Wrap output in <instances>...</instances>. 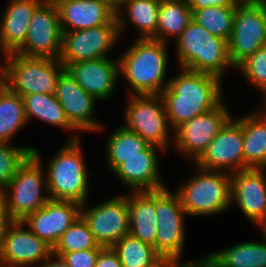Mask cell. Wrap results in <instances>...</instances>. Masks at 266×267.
I'll return each instance as SVG.
<instances>
[{
    "label": "cell",
    "mask_w": 266,
    "mask_h": 267,
    "mask_svg": "<svg viewBox=\"0 0 266 267\" xmlns=\"http://www.w3.org/2000/svg\"><path fill=\"white\" fill-rule=\"evenodd\" d=\"M180 69L160 94L173 130L183 122L210 111L224 100L221 78L209 73Z\"/></svg>",
    "instance_id": "cell-1"
},
{
    "label": "cell",
    "mask_w": 266,
    "mask_h": 267,
    "mask_svg": "<svg viewBox=\"0 0 266 267\" xmlns=\"http://www.w3.org/2000/svg\"><path fill=\"white\" fill-rule=\"evenodd\" d=\"M168 45L155 39H134L118 57L119 76L132 89L129 95H160L167 88Z\"/></svg>",
    "instance_id": "cell-2"
},
{
    "label": "cell",
    "mask_w": 266,
    "mask_h": 267,
    "mask_svg": "<svg viewBox=\"0 0 266 267\" xmlns=\"http://www.w3.org/2000/svg\"><path fill=\"white\" fill-rule=\"evenodd\" d=\"M82 146L80 139L67 141L47 160L44 169L50 199L73 201L81 205L88 201L89 174Z\"/></svg>",
    "instance_id": "cell-3"
},
{
    "label": "cell",
    "mask_w": 266,
    "mask_h": 267,
    "mask_svg": "<svg viewBox=\"0 0 266 267\" xmlns=\"http://www.w3.org/2000/svg\"><path fill=\"white\" fill-rule=\"evenodd\" d=\"M177 63L180 68L209 73L222 80L227 68H235L228 53V41L210 34L195 21L175 40Z\"/></svg>",
    "instance_id": "cell-4"
},
{
    "label": "cell",
    "mask_w": 266,
    "mask_h": 267,
    "mask_svg": "<svg viewBox=\"0 0 266 267\" xmlns=\"http://www.w3.org/2000/svg\"><path fill=\"white\" fill-rule=\"evenodd\" d=\"M185 216L181 199L168 187L156 190V252L170 267H202L204 255L198 260H182L186 242Z\"/></svg>",
    "instance_id": "cell-5"
},
{
    "label": "cell",
    "mask_w": 266,
    "mask_h": 267,
    "mask_svg": "<svg viewBox=\"0 0 266 267\" xmlns=\"http://www.w3.org/2000/svg\"><path fill=\"white\" fill-rule=\"evenodd\" d=\"M197 173L188 177L176 189L188 216L222 214L230 209L231 174L224 171L206 170L193 163Z\"/></svg>",
    "instance_id": "cell-6"
},
{
    "label": "cell",
    "mask_w": 266,
    "mask_h": 267,
    "mask_svg": "<svg viewBox=\"0 0 266 267\" xmlns=\"http://www.w3.org/2000/svg\"><path fill=\"white\" fill-rule=\"evenodd\" d=\"M42 164L41 153L39 149L34 148L19 166L15 176L0 192L14 221H22L50 200Z\"/></svg>",
    "instance_id": "cell-7"
},
{
    "label": "cell",
    "mask_w": 266,
    "mask_h": 267,
    "mask_svg": "<svg viewBox=\"0 0 266 267\" xmlns=\"http://www.w3.org/2000/svg\"><path fill=\"white\" fill-rule=\"evenodd\" d=\"M124 110L126 129L141 136L149 145L167 151L173 142L174 130L166 116L161 95H128ZM170 143V144H169Z\"/></svg>",
    "instance_id": "cell-8"
},
{
    "label": "cell",
    "mask_w": 266,
    "mask_h": 267,
    "mask_svg": "<svg viewBox=\"0 0 266 267\" xmlns=\"http://www.w3.org/2000/svg\"><path fill=\"white\" fill-rule=\"evenodd\" d=\"M64 70L60 60L10 53L6 86L21 97L38 93L55 94L57 80Z\"/></svg>",
    "instance_id": "cell-9"
},
{
    "label": "cell",
    "mask_w": 266,
    "mask_h": 267,
    "mask_svg": "<svg viewBox=\"0 0 266 267\" xmlns=\"http://www.w3.org/2000/svg\"><path fill=\"white\" fill-rule=\"evenodd\" d=\"M121 38L117 17L94 28L62 32L60 62L66 68L79 61L111 57Z\"/></svg>",
    "instance_id": "cell-10"
},
{
    "label": "cell",
    "mask_w": 266,
    "mask_h": 267,
    "mask_svg": "<svg viewBox=\"0 0 266 267\" xmlns=\"http://www.w3.org/2000/svg\"><path fill=\"white\" fill-rule=\"evenodd\" d=\"M224 101L210 111L183 122L174 130L173 146L191 163L234 117ZM233 115V116H232Z\"/></svg>",
    "instance_id": "cell-11"
},
{
    "label": "cell",
    "mask_w": 266,
    "mask_h": 267,
    "mask_svg": "<svg viewBox=\"0 0 266 267\" xmlns=\"http://www.w3.org/2000/svg\"><path fill=\"white\" fill-rule=\"evenodd\" d=\"M81 206V216L87 222L94 239L102 247H112L129 234L128 198L124 194L89 206Z\"/></svg>",
    "instance_id": "cell-12"
},
{
    "label": "cell",
    "mask_w": 266,
    "mask_h": 267,
    "mask_svg": "<svg viewBox=\"0 0 266 267\" xmlns=\"http://www.w3.org/2000/svg\"><path fill=\"white\" fill-rule=\"evenodd\" d=\"M266 45V15L256 2L240 3L235 10L228 53L236 68L247 57Z\"/></svg>",
    "instance_id": "cell-13"
},
{
    "label": "cell",
    "mask_w": 266,
    "mask_h": 267,
    "mask_svg": "<svg viewBox=\"0 0 266 267\" xmlns=\"http://www.w3.org/2000/svg\"><path fill=\"white\" fill-rule=\"evenodd\" d=\"M61 49L62 30L58 7L42 2L33 12L26 40L16 53L60 60Z\"/></svg>",
    "instance_id": "cell-14"
},
{
    "label": "cell",
    "mask_w": 266,
    "mask_h": 267,
    "mask_svg": "<svg viewBox=\"0 0 266 267\" xmlns=\"http://www.w3.org/2000/svg\"><path fill=\"white\" fill-rule=\"evenodd\" d=\"M193 164L230 174L249 169L244 163L242 126L232 118Z\"/></svg>",
    "instance_id": "cell-15"
},
{
    "label": "cell",
    "mask_w": 266,
    "mask_h": 267,
    "mask_svg": "<svg viewBox=\"0 0 266 267\" xmlns=\"http://www.w3.org/2000/svg\"><path fill=\"white\" fill-rule=\"evenodd\" d=\"M234 203L252 225L266 229V169L249 168L231 174Z\"/></svg>",
    "instance_id": "cell-16"
},
{
    "label": "cell",
    "mask_w": 266,
    "mask_h": 267,
    "mask_svg": "<svg viewBox=\"0 0 266 267\" xmlns=\"http://www.w3.org/2000/svg\"><path fill=\"white\" fill-rule=\"evenodd\" d=\"M55 96L70 124L79 133H99L104 130V124L94 115L98 101L83 90L66 69L57 80Z\"/></svg>",
    "instance_id": "cell-17"
},
{
    "label": "cell",
    "mask_w": 266,
    "mask_h": 267,
    "mask_svg": "<svg viewBox=\"0 0 266 267\" xmlns=\"http://www.w3.org/2000/svg\"><path fill=\"white\" fill-rule=\"evenodd\" d=\"M81 206L73 201L50 199L42 208L27 215L21 222L53 248L81 215Z\"/></svg>",
    "instance_id": "cell-18"
},
{
    "label": "cell",
    "mask_w": 266,
    "mask_h": 267,
    "mask_svg": "<svg viewBox=\"0 0 266 267\" xmlns=\"http://www.w3.org/2000/svg\"><path fill=\"white\" fill-rule=\"evenodd\" d=\"M118 56L69 64L65 69L77 84L97 101H106L114 94L119 81Z\"/></svg>",
    "instance_id": "cell-19"
},
{
    "label": "cell",
    "mask_w": 266,
    "mask_h": 267,
    "mask_svg": "<svg viewBox=\"0 0 266 267\" xmlns=\"http://www.w3.org/2000/svg\"><path fill=\"white\" fill-rule=\"evenodd\" d=\"M53 248L38 238L21 221H15L4 238L2 257L8 267H32L45 261Z\"/></svg>",
    "instance_id": "cell-20"
},
{
    "label": "cell",
    "mask_w": 266,
    "mask_h": 267,
    "mask_svg": "<svg viewBox=\"0 0 266 267\" xmlns=\"http://www.w3.org/2000/svg\"><path fill=\"white\" fill-rule=\"evenodd\" d=\"M158 147L148 145L141 155L133 156L120 164L112 174L126 185L129 191H153L165 188L159 172Z\"/></svg>",
    "instance_id": "cell-21"
},
{
    "label": "cell",
    "mask_w": 266,
    "mask_h": 267,
    "mask_svg": "<svg viewBox=\"0 0 266 267\" xmlns=\"http://www.w3.org/2000/svg\"><path fill=\"white\" fill-rule=\"evenodd\" d=\"M62 32L111 23L116 11L101 0H70L58 6Z\"/></svg>",
    "instance_id": "cell-22"
},
{
    "label": "cell",
    "mask_w": 266,
    "mask_h": 267,
    "mask_svg": "<svg viewBox=\"0 0 266 267\" xmlns=\"http://www.w3.org/2000/svg\"><path fill=\"white\" fill-rule=\"evenodd\" d=\"M0 19V45L10 54L25 42L33 12L43 0H10Z\"/></svg>",
    "instance_id": "cell-23"
},
{
    "label": "cell",
    "mask_w": 266,
    "mask_h": 267,
    "mask_svg": "<svg viewBox=\"0 0 266 267\" xmlns=\"http://www.w3.org/2000/svg\"><path fill=\"white\" fill-rule=\"evenodd\" d=\"M129 192V193H128ZM129 206V234L143 243L155 247L156 225V190L127 191Z\"/></svg>",
    "instance_id": "cell-24"
},
{
    "label": "cell",
    "mask_w": 266,
    "mask_h": 267,
    "mask_svg": "<svg viewBox=\"0 0 266 267\" xmlns=\"http://www.w3.org/2000/svg\"><path fill=\"white\" fill-rule=\"evenodd\" d=\"M258 231L261 242L244 241L208 253L204 256L202 267H266V230Z\"/></svg>",
    "instance_id": "cell-25"
},
{
    "label": "cell",
    "mask_w": 266,
    "mask_h": 267,
    "mask_svg": "<svg viewBox=\"0 0 266 267\" xmlns=\"http://www.w3.org/2000/svg\"><path fill=\"white\" fill-rule=\"evenodd\" d=\"M234 119L243 128L244 163L248 168L266 169V109L257 108Z\"/></svg>",
    "instance_id": "cell-26"
},
{
    "label": "cell",
    "mask_w": 266,
    "mask_h": 267,
    "mask_svg": "<svg viewBox=\"0 0 266 267\" xmlns=\"http://www.w3.org/2000/svg\"><path fill=\"white\" fill-rule=\"evenodd\" d=\"M160 4L161 0H124L116 11L120 36L130 24L138 31L135 39L156 40Z\"/></svg>",
    "instance_id": "cell-27"
},
{
    "label": "cell",
    "mask_w": 266,
    "mask_h": 267,
    "mask_svg": "<svg viewBox=\"0 0 266 267\" xmlns=\"http://www.w3.org/2000/svg\"><path fill=\"white\" fill-rule=\"evenodd\" d=\"M22 99L28 123L38 119L48 125L74 132L68 141L80 139L79 132L70 124L55 94H28Z\"/></svg>",
    "instance_id": "cell-28"
},
{
    "label": "cell",
    "mask_w": 266,
    "mask_h": 267,
    "mask_svg": "<svg viewBox=\"0 0 266 267\" xmlns=\"http://www.w3.org/2000/svg\"><path fill=\"white\" fill-rule=\"evenodd\" d=\"M191 21L192 11L187 0H161L156 40L167 44L169 37L176 40Z\"/></svg>",
    "instance_id": "cell-29"
},
{
    "label": "cell",
    "mask_w": 266,
    "mask_h": 267,
    "mask_svg": "<svg viewBox=\"0 0 266 267\" xmlns=\"http://www.w3.org/2000/svg\"><path fill=\"white\" fill-rule=\"evenodd\" d=\"M105 145L106 164L110 172H113L128 158L141 155V151L149 144L141 136L121 125L112 131Z\"/></svg>",
    "instance_id": "cell-30"
},
{
    "label": "cell",
    "mask_w": 266,
    "mask_h": 267,
    "mask_svg": "<svg viewBox=\"0 0 266 267\" xmlns=\"http://www.w3.org/2000/svg\"><path fill=\"white\" fill-rule=\"evenodd\" d=\"M123 267H170L151 245L125 235L112 247Z\"/></svg>",
    "instance_id": "cell-31"
},
{
    "label": "cell",
    "mask_w": 266,
    "mask_h": 267,
    "mask_svg": "<svg viewBox=\"0 0 266 267\" xmlns=\"http://www.w3.org/2000/svg\"><path fill=\"white\" fill-rule=\"evenodd\" d=\"M27 123L22 97L7 86L0 87V143H11Z\"/></svg>",
    "instance_id": "cell-32"
},
{
    "label": "cell",
    "mask_w": 266,
    "mask_h": 267,
    "mask_svg": "<svg viewBox=\"0 0 266 267\" xmlns=\"http://www.w3.org/2000/svg\"><path fill=\"white\" fill-rule=\"evenodd\" d=\"M236 7H206L192 12V20L210 34L229 41Z\"/></svg>",
    "instance_id": "cell-33"
},
{
    "label": "cell",
    "mask_w": 266,
    "mask_h": 267,
    "mask_svg": "<svg viewBox=\"0 0 266 267\" xmlns=\"http://www.w3.org/2000/svg\"><path fill=\"white\" fill-rule=\"evenodd\" d=\"M103 248L96 242L87 222L80 215L60 237L53 247V253L62 257L65 253Z\"/></svg>",
    "instance_id": "cell-34"
},
{
    "label": "cell",
    "mask_w": 266,
    "mask_h": 267,
    "mask_svg": "<svg viewBox=\"0 0 266 267\" xmlns=\"http://www.w3.org/2000/svg\"><path fill=\"white\" fill-rule=\"evenodd\" d=\"M35 147L12 146L11 143H0V192L15 176L19 166L27 159Z\"/></svg>",
    "instance_id": "cell-35"
},
{
    "label": "cell",
    "mask_w": 266,
    "mask_h": 267,
    "mask_svg": "<svg viewBox=\"0 0 266 267\" xmlns=\"http://www.w3.org/2000/svg\"><path fill=\"white\" fill-rule=\"evenodd\" d=\"M260 93L266 91V45L247 57L236 68Z\"/></svg>",
    "instance_id": "cell-36"
},
{
    "label": "cell",
    "mask_w": 266,
    "mask_h": 267,
    "mask_svg": "<svg viewBox=\"0 0 266 267\" xmlns=\"http://www.w3.org/2000/svg\"><path fill=\"white\" fill-rule=\"evenodd\" d=\"M102 249H86L65 253L62 257L70 267H95L97 257Z\"/></svg>",
    "instance_id": "cell-37"
},
{
    "label": "cell",
    "mask_w": 266,
    "mask_h": 267,
    "mask_svg": "<svg viewBox=\"0 0 266 267\" xmlns=\"http://www.w3.org/2000/svg\"><path fill=\"white\" fill-rule=\"evenodd\" d=\"M95 267H123L119 257L111 247H104L96 260Z\"/></svg>",
    "instance_id": "cell-38"
},
{
    "label": "cell",
    "mask_w": 266,
    "mask_h": 267,
    "mask_svg": "<svg viewBox=\"0 0 266 267\" xmlns=\"http://www.w3.org/2000/svg\"><path fill=\"white\" fill-rule=\"evenodd\" d=\"M15 221L11 218L4 199L0 196V255L2 254L4 238L8 228Z\"/></svg>",
    "instance_id": "cell-39"
},
{
    "label": "cell",
    "mask_w": 266,
    "mask_h": 267,
    "mask_svg": "<svg viewBox=\"0 0 266 267\" xmlns=\"http://www.w3.org/2000/svg\"><path fill=\"white\" fill-rule=\"evenodd\" d=\"M191 11L196 9L220 6V7H237L240 3L237 0H187Z\"/></svg>",
    "instance_id": "cell-40"
},
{
    "label": "cell",
    "mask_w": 266,
    "mask_h": 267,
    "mask_svg": "<svg viewBox=\"0 0 266 267\" xmlns=\"http://www.w3.org/2000/svg\"><path fill=\"white\" fill-rule=\"evenodd\" d=\"M35 267H70L63 257L52 253L45 261Z\"/></svg>",
    "instance_id": "cell-41"
},
{
    "label": "cell",
    "mask_w": 266,
    "mask_h": 267,
    "mask_svg": "<svg viewBox=\"0 0 266 267\" xmlns=\"http://www.w3.org/2000/svg\"><path fill=\"white\" fill-rule=\"evenodd\" d=\"M0 54H3L4 62L0 57V61L3 63L0 65V87L6 86L7 83V60L9 53L0 45ZM1 63V62H0Z\"/></svg>",
    "instance_id": "cell-42"
},
{
    "label": "cell",
    "mask_w": 266,
    "mask_h": 267,
    "mask_svg": "<svg viewBox=\"0 0 266 267\" xmlns=\"http://www.w3.org/2000/svg\"><path fill=\"white\" fill-rule=\"evenodd\" d=\"M101 1L106 2L115 11H117L124 2V0H101Z\"/></svg>",
    "instance_id": "cell-43"
},
{
    "label": "cell",
    "mask_w": 266,
    "mask_h": 267,
    "mask_svg": "<svg viewBox=\"0 0 266 267\" xmlns=\"http://www.w3.org/2000/svg\"><path fill=\"white\" fill-rule=\"evenodd\" d=\"M70 0H43L44 3L58 7L62 3Z\"/></svg>",
    "instance_id": "cell-44"
},
{
    "label": "cell",
    "mask_w": 266,
    "mask_h": 267,
    "mask_svg": "<svg viewBox=\"0 0 266 267\" xmlns=\"http://www.w3.org/2000/svg\"><path fill=\"white\" fill-rule=\"evenodd\" d=\"M256 3L260 6L262 11L266 15V0H257Z\"/></svg>",
    "instance_id": "cell-45"
},
{
    "label": "cell",
    "mask_w": 266,
    "mask_h": 267,
    "mask_svg": "<svg viewBox=\"0 0 266 267\" xmlns=\"http://www.w3.org/2000/svg\"><path fill=\"white\" fill-rule=\"evenodd\" d=\"M0 267H8L2 255H0Z\"/></svg>",
    "instance_id": "cell-46"
},
{
    "label": "cell",
    "mask_w": 266,
    "mask_h": 267,
    "mask_svg": "<svg viewBox=\"0 0 266 267\" xmlns=\"http://www.w3.org/2000/svg\"><path fill=\"white\" fill-rule=\"evenodd\" d=\"M263 95H264V97H263V101H264V103H262V104H264V105H261V106H259L261 109H266V91L263 93Z\"/></svg>",
    "instance_id": "cell-47"
},
{
    "label": "cell",
    "mask_w": 266,
    "mask_h": 267,
    "mask_svg": "<svg viewBox=\"0 0 266 267\" xmlns=\"http://www.w3.org/2000/svg\"><path fill=\"white\" fill-rule=\"evenodd\" d=\"M239 3H251L253 0H237Z\"/></svg>",
    "instance_id": "cell-48"
}]
</instances>
